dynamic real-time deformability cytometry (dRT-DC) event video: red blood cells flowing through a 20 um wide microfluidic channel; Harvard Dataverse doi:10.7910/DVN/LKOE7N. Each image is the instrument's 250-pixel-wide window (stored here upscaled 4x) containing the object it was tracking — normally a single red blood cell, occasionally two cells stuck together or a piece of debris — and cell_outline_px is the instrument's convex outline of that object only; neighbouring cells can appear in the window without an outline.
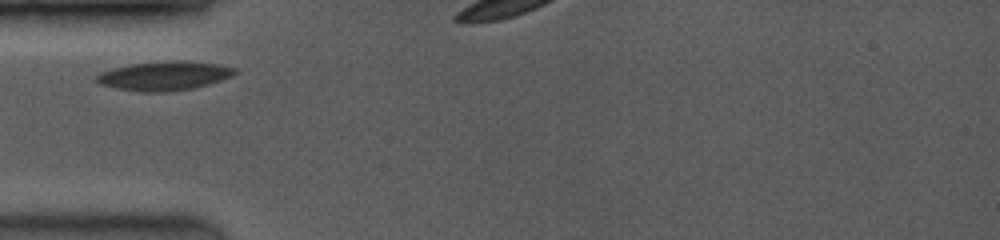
{"species": "common noctule bat (a hibernating species)", "species_latin": "Nyctalus noctula", "temperature_condition": "room temperature", "stored_images_in_passage": 6, "camera_frame_rate_fps": 3500, "um_per_image_px": 0.085, "animal": {"sex": "female", "body_mass_g": 19.0, "forearm_length_mm": 53.3}, "frame": {"image": 1, "passage_image": 1, "time_ms": 0.0, "image_size_px": [1000, 240], "cell_outline_px": [[240, 72], [232, 76], [208, 84], [192, 88], [164, 92], [144, 92], [116, 88], [100, 84], [96, 80], [96, 76], [100, 72], [132, 64], [172, 60], [180, 60], [216, 64], [236, 68]], "centroid_in_image_um": [13.99, 6.44], "position_along_channel_um": 71.0, "area_um2": 23.18}}